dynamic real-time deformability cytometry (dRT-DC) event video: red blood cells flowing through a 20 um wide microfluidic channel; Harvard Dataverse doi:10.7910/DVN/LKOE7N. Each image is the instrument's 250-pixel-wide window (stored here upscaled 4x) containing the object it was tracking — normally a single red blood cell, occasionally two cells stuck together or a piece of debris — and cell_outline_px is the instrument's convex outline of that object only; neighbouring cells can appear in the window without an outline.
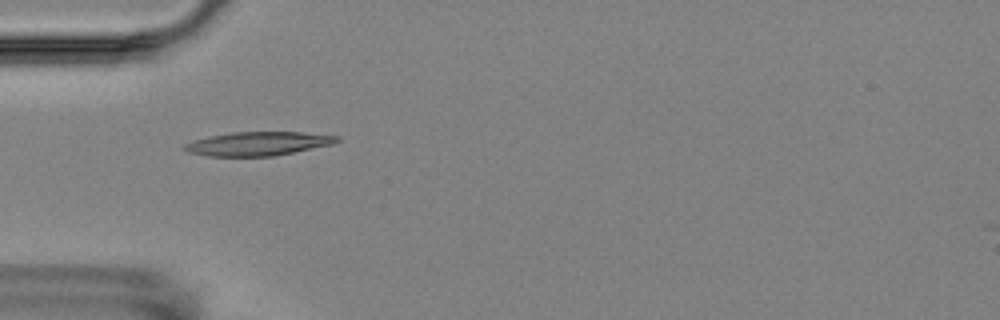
{"species": "Egyptian fruit bat (a non-hibernating species)", "species_latin": "Rousettus aegyptiacus", "temperature_condition": "room temperature", "stored_images_in_passage": 4, "camera_frame_rate_fps": 3000, "um_per_image_px": 0.085, "animal": {"sex": "female"}, "frame": {"image": 1, "passage_image": 4, "time_ms": 3.333, "image_size_px": [1000, 320], "cell_outline_px": [[340, 140], [332, 144], [272, 156], [208, 156], [188, 152], [180, 148], [184, 144], [192, 140], [208, 136], [232, 132], [300, 132], [340, 136]], "centroid_in_image_um": [21.86, 12.2], "position_along_channel_um": 63.1, "area_um2": 21.1}}